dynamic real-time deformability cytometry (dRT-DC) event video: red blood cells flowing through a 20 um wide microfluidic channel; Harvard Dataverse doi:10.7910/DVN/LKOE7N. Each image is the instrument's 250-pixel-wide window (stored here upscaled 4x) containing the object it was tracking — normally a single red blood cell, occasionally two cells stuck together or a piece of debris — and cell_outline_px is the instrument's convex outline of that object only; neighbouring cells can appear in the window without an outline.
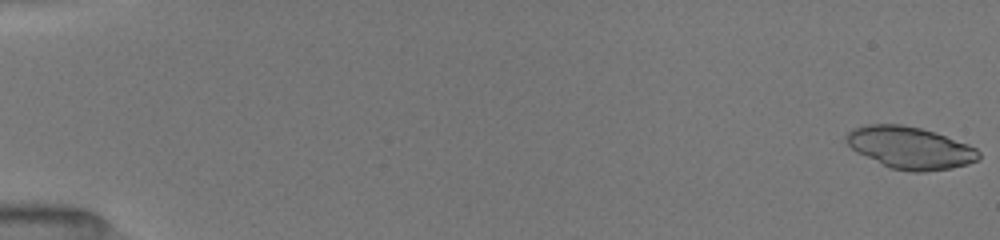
{"species": "common noctule bat (a hibernating species)", "species_latin": "Nyctalus noctula", "temperature_condition": "room temperature", "stored_images_in_passage": 51, "camera_frame_rate_fps": 3000, "um_per_image_px": 0.085, "animal": {"sex": "female", "body_mass_g": 19.5, "forearm_length_mm": 54.1}, "frame": {"image": 1, "passage_image": 1, "time_ms": 0.0, "image_size_px": [1000, 240], "cell_outline_px": [[980, 156], [976, 160], [968, 164], [952, 168], [924, 172], [912, 172], [888, 168], [856, 152], [844, 140], [848, 132], [852, 128], [868, 124], [900, 124], [920, 128], [968, 144], [976, 148], [980, 152]], "centroid_in_image_um": [77.32, 12.57], "position_along_channel_um": 7.7, "area_um2": 32.48}}
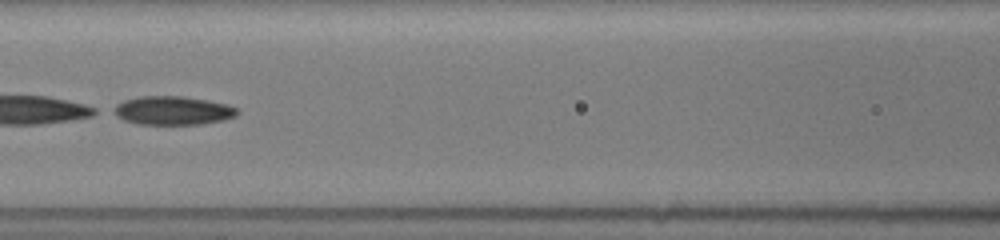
{"frame": {"image": 2, "passage_image": 25, "time_ms": 8.0, "image_size_px": [1000, 240], "cell_outline_px": [[240, 112], [236, 116], [224, 120], [200, 124], [136, 124], [124, 120], [108, 112], [108, 108], [124, 100], [140, 96], [180, 96], [228, 104], [236, 108]], "centroid_in_image_um": [14.6, 9.4], "position_along_channel_um": 152.0, "area_um2": 20.92}}
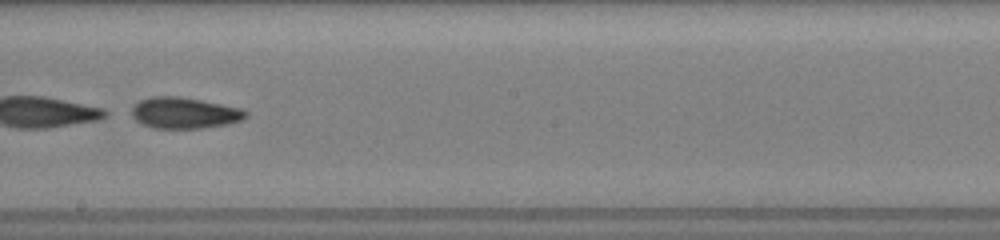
{"frame": {"image": 3, "passage_image": 31, "time_ms": 10.0, "image_size_px": [1000, 240], "cell_outline_px": [[248, 116], [240, 120], [228, 124], [200, 128], [152, 128], [136, 120], [132, 116], [132, 108], [140, 100], [152, 96], [180, 96], [244, 108], [248, 112]], "centroid_in_image_um": [15.71, 9.59], "position_along_channel_um": 232.5, "area_um2": 20.75}}